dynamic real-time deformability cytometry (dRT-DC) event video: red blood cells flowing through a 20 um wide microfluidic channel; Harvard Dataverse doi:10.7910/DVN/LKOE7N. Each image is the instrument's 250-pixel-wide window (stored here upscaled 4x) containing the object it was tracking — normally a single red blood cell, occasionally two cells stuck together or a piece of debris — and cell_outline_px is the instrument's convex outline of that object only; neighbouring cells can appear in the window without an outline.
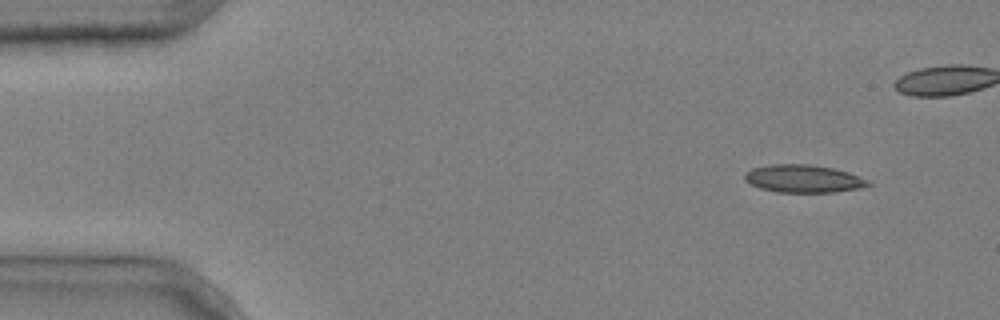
{"species": "common noctule bat (a hibernating species)", "species_latin": "Nyctalus noctula", "temperature_condition": "cold", "stored_images_in_passage": 5, "camera_frame_rate_fps": 3000, "um_per_image_px": 0.085, "animal": {"sex": "male", "body_mass_g": 20.4}, "frame": {"image": 1, "passage_image": 1, "time_ms": 0.0, "image_size_px": [1000, 320], "cell_outline_px": [[872, 184], [860, 188], [836, 192], [776, 192], [760, 188], [744, 180], [744, 172], [752, 168], [768, 164], [812, 164], [832, 168], [848, 172], [868, 180]], "centroid_in_image_um": [68.26, 15.18], "position_along_channel_um": 16.7, "area_um2": 20.06}}